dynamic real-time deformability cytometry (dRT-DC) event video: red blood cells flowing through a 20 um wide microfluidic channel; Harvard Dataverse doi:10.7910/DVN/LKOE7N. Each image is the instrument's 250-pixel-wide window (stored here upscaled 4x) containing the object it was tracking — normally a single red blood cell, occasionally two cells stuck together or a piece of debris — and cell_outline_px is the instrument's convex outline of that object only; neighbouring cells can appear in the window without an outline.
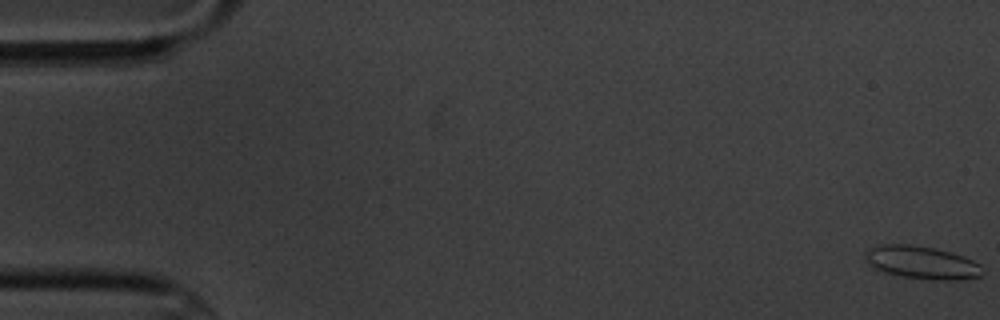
{"species": "common noctule bat (a hibernating species)", "species_latin": "Nyctalus noctula", "temperature_condition": "cold", "stored_images_in_passage": 8, "camera_frame_rate_fps": 3000, "um_per_image_px": 0.085, "animal": {"sex": "male", "body_mass_g": 20.1, "forearm_length_mm": 53.5}, "frame": {"image": 1, "passage_image": 1, "time_ms": 0.0, "image_size_px": [1000, 320], "cell_outline_px": [[984, 272], [980, 276], [960, 280], [940, 280], [904, 276], [884, 272], [872, 268], [864, 260], [864, 252], [868, 248], [876, 244], [908, 244], [936, 248], [952, 252], [964, 256], [980, 264]], "centroid_in_image_um": [78.31, 22.29], "position_along_channel_um": 6.7, "area_um2": 22.77}}
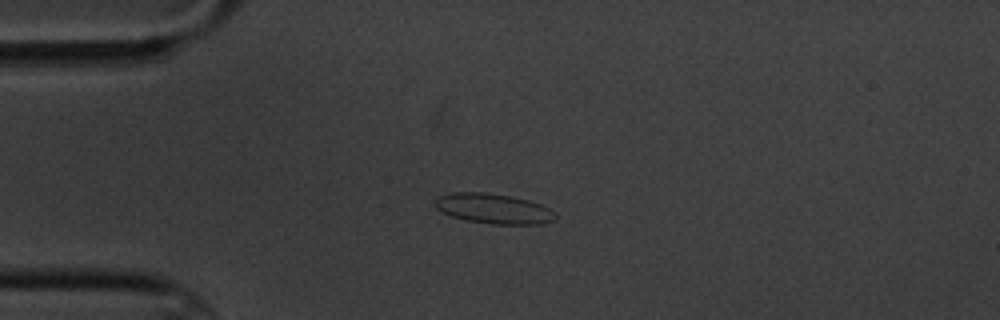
{"frame": {"image": 2, "passage_image": 5, "time_ms": 4.667, "image_size_px": [1000, 320], "cell_outline_px": [[556, 220], [540, 224], [492, 224], [468, 220], [452, 216], [440, 212], [436, 208], [436, 196], [452, 192], [484, 192], [512, 196], [528, 200], [540, 204], [556, 212]], "centroid_in_image_um": [41.96, 17.73], "position_along_channel_um": 43.0, "area_um2": 21.15}}
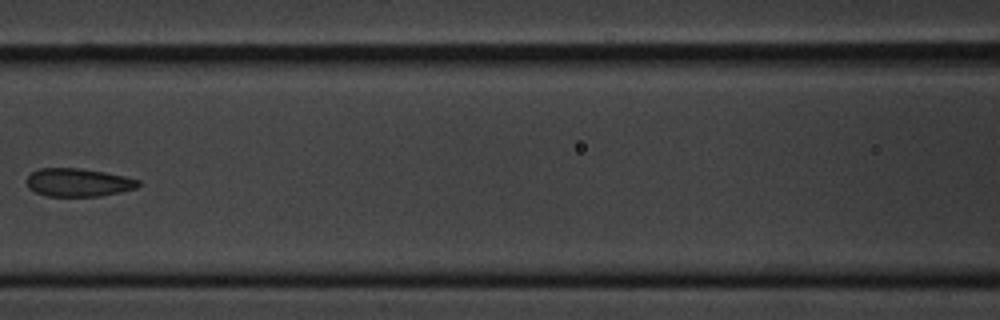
{"frame": {"image": 3, "passage_image": 8, "time_ms": 8.667, "image_size_px": [1000, 320], "cell_outline_px": [[140, 184], [136, 188], [120, 192], [100, 196], [44, 196], [28, 188], [28, 176], [32, 172], [40, 168], [76, 168], [104, 172], [124, 176], [140, 180]], "centroid_in_image_um": [6.65, 15.51], "position_along_channel_um": 159.9, "area_um2": 18.21}}